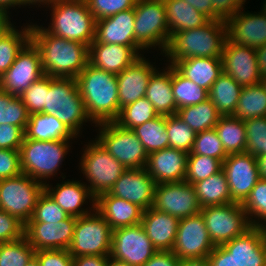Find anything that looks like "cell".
<instances>
[{
	"label": "cell",
	"mask_w": 266,
	"mask_h": 266,
	"mask_svg": "<svg viewBox=\"0 0 266 266\" xmlns=\"http://www.w3.org/2000/svg\"><path fill=\"white\" fill-rule=\"evenodd\" d=\"M223 73L240 86H252L261 82L256 49L225 41L221 55Z\"/></svg>",
	"instance_id": "obj_18"
},
{
	"label": "cell",
	"mask_w": 266,
	"mask_h": 266,
	"mask_svg": "<svg viewBox=\"0 0 266 266\" xmlns=\"http://www.w3.org/2000/svg\"><path fill=\"white\" fill-rule=\"evenodd\" d=\"M35 250L25 236L0 244V266H25Z\"/></svg>",
	"instance_id": "obj_46"
},
{
	"label": "cell",
	"mask_w": 266,
	"mask_h": 266,
	"mask_svg": "<svg viewBox=\"0 0 266 266\" xmlns=\"http://www.w3.org/2000/svg\"><path fill=\"white\" fill-rule=\"evenodd\" d=\"M214 248L201 213L180 219L172 252L181 262L206 261Z\"/></svg>",
	"instance_id": "obj_13"
},
{
	"label": "cell",
	"mask_w": 266,
	"mask_h": 266,
	"mask_svg": "<svg viewBox=\"0 0 266 266\" xmlns=\"http://www.w3.org/2000/svg\"><path fill=\"white\" fill-rule=\"evenodd\" d=\"M16 27L12 24L0 37V78L14 63L17 54L30 41L31 24L21 26V30Z\"/></svg>",
	"instance_id": "obj_37"
},
{
	"label": "cell",
	"mask_w": 266,
	"mask_h": 266,
	"mask_svg": "<svg viewBox=\"0 0 266 266\" xmlns=\"http://www.w3.org/2000/svg\"><path fill=\"white\" fill-rule=\"evenodd\" d=\"M80 181L73 179L62 181L54 187L49 182L45 184V191L69 216L81 217L96 209V197L88 188L87 183ZM88 199L92 207L83 209L82 206L86 202L88 205Z\"/></svg>",
	"instance_id": "obj_23"
},
{
	"label": "cell",
	"mask_w": 266,
	"mask_h": 266,
	"mask_svg": "<svg viewBox=\"0 0 266 266\" xmlns=\"http://www.w3.org/2000/svg\"><path fill=\"white\" fill-rule=\"evenodd\" d=\"M96 21L135 8L137 0H85Z\"/></svg>",
	"instance_id": "obj_52"
},
{
	"label": "cell",
	"mask_w": 266,
	"mask_h": 266,
	"mask_svg": "<svg viewBox=\"0 0 266 266\" xmlns=\"http://www.w3.org/2000/svg\"><path fill=\"white\" fill-rule=\"evenodd\" d=\"M222 246L238 266H266V228L252 226Z\"/></svg>",
	"instance_id": "obj_25"
},
{
	"label": "cell",
	"mask_w": 266,
	"mask_h": 266,
	"mask_svg": "<svg viewBox=\"0 0 266 266\" xmlns=\"http://www.w3.org/2000/svg\"><path fill=\"white\" fill-rule=\"evenodd\" d=\"M153 208L179 219L201 212L194 186L185 180L156 184Z\"/></svg>",
	"instance_id": "obj_16"
},
{
	"label": "cell",
	"mask_w": 266,
	"mask_h": 266,
	"mask_svg": "<svg viewBox=\"0 0 266 266\" xmlns=\"http://www.w3.org/2000/svg\"><path fill=\"white\" fill-rule=\"evenodd\" d=\"M139 57L130 46L108 43H91L89 46V63L115 75Z\"/></svg>",
	"instance_id": "obj_28"
},
{
	"label": "cell",
	"mask_w": 266,
	"mask_h": 266,
	"mask_svg": "<svg viewBox=\"0 0 266 266\" xmlns=\"http://www.w3.org/2000/svg\"><path fill=\"white\" fill-rule=\"evenodd\" d=\"M96 210L112 229L141 223L144 211L138 205L108 192L102 193L96 198Z\"/></svg>",
	"instance_id": "obj_29"
},
{
	"label": "cell",
	"mask_w": 266,
	"mask_h": 266,
	"mask_svg": "<svg viewBox=\"0 0 266 266\" xmlns=\"http://www.w3.org/2000/svg\"><path fill=\"white\" fill-rule=\"evenodd\" d=\"M180 266H208L205 261L182 262Z\"/></svg>",
	"instance_id": "obj_68"
},
{
	"label": "cell",
	"mask_w": 266,
	"mask_h": 266,
	"mask_svg": "<svg viewBox=\"0 0 266 266\" xmlns=\"http://www.w3.org/2000/svg\"><path fill=\"white\" fill-rule=\"evenodd\" d=\"M257 168L259 177L261 179H266V155H261L256 157Z\"/></svg>",
	"instance_id": "obj_65"
},
{
	"label": "cell",
	"mask_w": 266,
	"mask_h": 266,
	"mask_svg": "<svg viewBox=\"0 0 266 266\" xmlns=\"http://www.w3.org/2000/svg\"><path fill=\"white\" fill-rule=\"evenodd\" d=\"M180 219L150 207L143 211L141 224L159 251H172Z\"/></svg>",
	"instance_id": "obj_27"
},
{
	"label": "cell",
	"mask_w": 266,
	"mask_h": 266,
	"mask_svg": "<svg viewBox=\"0 0 266 266\" xmlns=\"http://www.w3.org/2000/svg\"><path fill=\"white\" fill-rule=\"evenodd\" d=\"M157 251L141 223L112 231L109 257L132 266H143Z\"/></svg>",
	"instance_id": "obj_14"
},
{
	"label": "cell",
	"mask_w": 266,
	"mask_h": 266,
	"mask_svg": "<svg viewBox=\"0 0 266 266\" xmlns=\"http://www.w3.org/2000/svg\"><path fill=\"white\" fill-rule=\"evenodd\" d=\"M214 128L227 155L246 152L247 135L244 120L232 115L221 116Z\"/></svg>",
	"instance_id": "obj_36"
},
{
	"label": "cell",
	"mask_w": 266,
	"mask_h": 266,
	"mask_svg": "<svg viewBox=\"0 0 266 266\" xmlns=\"http://www.w3.org/2000/svg\"><path fill=\"white\" fill-rule=\"evenodd\" d=\"M264 2L265 3H263L262 9L266 12V0Z\"/></svg>",
	"instance_id": "obj_71"
},
{
	"label": "cell",
	"mask_w": 266,
	"mask_h": 266,
	"mask_svg": "<svg viewBox=\"0 0 266 266\" xmlns=\"http://www.w3.org/2000/svg\"><path fill=\"white\" fill-rule=\"evenodd\" d=\"M24 229L25 224L16 216L0 209V244L22 238Z\"/></svg>",
	"instance_id": "obj_53"
},
{
	"label": "cell",
	"mask_w": 266,
	"mask_h": 266,
	"mask_svg": "<svg viewBox=\"0 0 266 266\" xmlns=\"http://www.w3.org/2000/svg\"><path fill=\"white\" fill-rule=\"evenodd\" d=\"M232 116L244 121L266 116V90L261 83L242 87Z\"/></svg>",
	"instance_id": "obj_39"
},
{
	"label": "cell",
	"mask_w": 266,
	"mask_h": 266,
	"mask_svg": "<svg viewBox=\"0 0 266 266\" xmlns=\"http://www.w3.org/2000/svg\"><path fill=\"white\" fill-rule=\"evenodd\" d=\"M134 25V8L97 20L95 39L92 43L130 46L139 56H142V49L135 42Z\"/></svg>",
	"instance_id": "obj_22"
},
{
	"label": "cell",
	"mask_w": 266,
	"mask_h": 266,
	"mask_svg": "<svg viewBox=\"0 0 266 266\" xmlns=\"http://www.w3.org/2000/svg\"><path fill=\"white\" fill-rule=\"evenodd\" d=\"M247 145L246 152L255 157L266 155V116L244 121Z\"/></svg>",
	"instance_id": "obj_49"
},
{
	"label": "cell",
	"mask_w": 266,
	"mask_h": 266,
	"mask_svg": "<svg viewBox=\"0 0 266 266\" xmlns=\"http://www.w3.org/2000/svg\"><path fill=\"white\" fill-rule=\"evenodd\" d=\"M214 10L225 19L227 16L235 14L244 7L246 0H211Z\"/></svg>",
	"instance_id": "obj_58"
},
{
	"label": "cell",
	"mask_w": 266,
	"mask_h": 266,
	"mask_svg": "<svg viewBox=\"0 0 266 266\" xmlns=\"http://www.w3.org/2000/svg\"><path fill=\"white\" fill-rule=\"evenodd\" d=\"M222 169V162L205 155L188 154L185 181L194 184L205 180Z\"/></svg>",
	"instance_id": "obj_47"
},
{
	"label": "cell",
	"mask_w": 266,
	"mask_h": 266,
	"mask_svg": "<svg viewBox=\"0 0 266 266\" xmlns=\"http://www.w3.org/2000/svg\"><path fill=\"white\" fill-rule=\"evenodd\" d=\"M243 9L224 19L227 40L254 49L266 45V12L261 9L259 13H250Z\"/></svg>",
	"instance_id": "obj_19"
},
{
	"label": "cell",
	"mask_w": 266,
	"mask_h": 266,
	"mask_svg": "<svg viewBox=\"0 0 266 266\" xmlns=\"http://www.w3.org/2000/svg\"><path fill=\"white\" fill-rule=\"evenodd\" d=\"M260 83L263 85L264 89L266 90V75H263L261 77V82Z\"/></svg>",
	"instance_id": "obj_70"
},
{
	"label": "cell",
	"mask_w": 266,
	"mask_h": 266,
	"mask_svg": "<svg viewBox=\"0 0 266 266\" xmlns=\"http://www.w3.org/2000/svg\"><path fill=\"white\" fill-rule=\"evenodd\" d=\"M23 7V0H0V11L4 12V13H10V9L12 7L16 8V7Z\"/></svg>",
	"instance_id": "obj_63"
},
{
	"label": "cell",
	"mask_w": 266,
	"mask_h": 266,
	"mask_svg": "<svg viewBox=\"0 0 266 266\" xmlns=\"http://www.w3.org/2000/svg\"><path fill=\"white\" fill-rule=\"evenodd\" d=\"M10 15L0 11V37L12 25Z\"/></svg>",
	"instance_id": "obj_64"
},
{
	"label": "cell",
	"mask_w": 266,
	"mask_h": 266,
	"mask_svg": "<svg viewBox=\"0 0 266 266\" xmlns=\"http://www.w3.org/2000/svg\"><path fill=\"white\" fill-rule=\"evenodd\" d=\"M83 150L79 161V170L90 183L87 186L97 198L100 194L111 190L126 168L96 139L89 141Z\"/></svg>",
	"instance_id": "obj_7"
},
{
	"label": "cell",
	"mask_w": 266,
	"mask_h": 266,
	"mask_svg": "<svg viewBox=\"0 0 266 266\" xmlns=\"http://www.w3.org/2000/svg\"><path fill=\"white\" fill-rule=\"evenodd\" d=\"M68 217L69 215L44 191L28 222H60Z\"/></svg>",
	"instance_id": "obj_51"
},
{
	"label": "cell",
	"mask_w": 266,
	"mask_h": 266,
	"mask_svg": "<svg viewBox=\"0 0 266 266\" xmlns=\"http://www.w3.org/2000/svg\"><path fill=\"white\" fill-rule=\"evenodd\" d=\"M132 130L148 154L169 148V136L166 131L165 115H158L156 118L138 125Z\"/></svg>",
	"instance_id": "obj_40"
},
{
	"label": "cell",
	"mask_w": 266,
	"mask_h": 266,
	"mask_svg": "<svg viewBox=\"0 0 266 266\" xmlns=\"http://www.w3.org/2000/svg\"><path fill=\"white\" fill-rule=\"evenodd\" d=\"M30 41L39 50L44 75L74 78L89 63V46L48 33L43 25L31 24Z\"/></svg>",
	"instance_id": "obj_1"
},
{
	"label": "cell",
	"mask_w": 266,
	"mask_h": 266,
	"mask_svg": "<svg viewBox=\"0 0 266 266\" xmlns=\"http://www.w3.org/2000/svg\"><path fill=\"white\" fill-rule=\"evenodd\" d=\"M34 256L39 266H73V257L68 250H39L35 251Z\"/></svg>",
	"instance_id": "obj_55"
},
{
	"label": "cell",
	"mask_w": 266,
	"mask_h": 266,
	"mask_svg": "<svg viewBox=\"0 0 266 266\" xmlns=\"http://www.w3.org/2000/svg\"><path fill=\"white\" fill-rule=\"evenodd\" d=\"M232 202L242 204L260 179L256 157L251 153L229 154L222 163Z\"/></svg>",
	"instance_id": "obj_17"
},
{
	"label": "cell",
	"mask_w": 266,
	"mask_h": 266,
	"mask_svg": "<svg viewBox=\"0 0 266 266\" xmlns=\"http://www.w3.org/2000/svg\"><path fill=\"white\" fill-rule=\"evenodd\" d=\"M166 131L169 136V148L190 153L196 132L191 129L177 114L166 116Z\"/></svg>",
	"instance_id": "obj_45"
},
{
	"label": "cell",
	"mask_w": 266,
	"mask_h": 266,
	"mask_svg": "<svg viewBox=\"0 0 266 266\" xmlns=\"http://www.w3.org/2000/svg\"><path fill=\"white\" fill-rule=\"evenodd\" d=\"M107 266H132V265H129L124 261H120V260L114 259L112 257H109Z\"/></svg>",
	"instance_id": "obj_67"
},
{
	"label": "cell",
	"mask_w": 266,
	"mask_h": 266,
	"mask_svg": "<svg viewBox=\"0 0 266 266\" xmlns=\"http://www.w3.org/2000/svg\"><path fill=\"white\" fill-rule=\"evenodd\" d=\"M226 39L225 20H209L201 27L173 33L163 54L169 65L192 57L221 58Z\"/></svg>",
	"instance_id": "obj_3"
},
{
	"label": "cell",
	"mask_w": 266,
	"mask_h": 266,
	"mask_svg": "<svg viewBox=\"0 0 266 266\" xmlns=\"http://www.w3.org/2000/svg\"><path fill=\"white\" fill-rule=\"evenodd\" d=\"M144 55L136 59L130 66L121 71L117 77L118 99L120 109L145 97L147 85L156 68Z\"/></svg>",
	"instance_id": "obj_24"
},
{
	"label": "cell",
	"mask_w": 266,
	"mask_h": 266,
	"mask_svg": "<svg viewBox=\"0 0 266 266\" xmlns=\"http://www.w3.org/2000/svg\"><path fill=\"white\" fill-rule=\"evenodd\" d=\"M205 262L208 266H238L232 254L222 245L215 246Z\"/></svg>",
	"instance_id": "obj_57"
},
{
	"label": "cell",
	"mask_w": 266,
	"mask_h": 266,
	"mask_svg": "<svg viewBox=\"0 0 266 266\" xmlns=\"http://www.w3.org/2000/svg\"><path fill=\"white\" fill-rule=\"evenodd\" d=\"M135 12V42L143 50L159 48L162 56L170 39L163 0H137Z\"/></svg>",
	"instance_id": "obj_8"
},
{
	"label": "cell",
	"mask_w": 266,
	"mask_h": 266,
	"mask_svg": "<svg viewBox=\"0 0 266 266\" xmlns=\"http://www.w3.org/2000/svg\"><path fill=\"white\" fill-rule=\"evenodd\" d=\"M70 142V140L37 141L24 136L20 147L22 173L46 184L48 178L51 180V176L53 178L58 175L61 163L70 152Z\"/></svg>",
	"instance_id": "obj_6"
},
{
	"label": "cell",
	"mask_w": 266,
	"mask_h": 266,
	"mask_svg": "<svg viewBox=\"0 0 266 266\" xmlns=\"http://www.w3.org/2000/svg\"><path fill=\"white\" fill-rule=\"evenodd\" d=\"M170 36L205 25L210 19L184 0H163Z\"/></svg>",
	"instance_id": "obj_33"
},
{
	"label": "cell",
	"mask_w": 266,
	"mask_h": 266,
	"mask_svg": "<svg viewBox=\"0 0 266 266\" xmlns=\"http://www.w3.org/2000/svg\"><path fill=\"white\" fill-rule=\"evenodd\" d=\"M25 266H39L37 258L32 257Z\"/></svg>",
	"instance_id": "obj_69"
},
{
	"label": "cell",
	"mask_w": 266,
	"mask_h": 266,
	"mask_svg": "<svg viewBox=\"0 0 266 266\" xmlns=\"http://www.w3.org/2000/svg\"><path fill=\"white\" fill-rule=\"evenodd\" d=\"M29 120V113L19 96L0 89V125L13 124L24 132Z\"/></svg>",
	"instance_id": "obj_43"
},
{
	"label": "cell",
	"mask_w": 266,
	"mask_h": 266,
	"mask_svg": "<svg viewBox=\"0 0 266 266\" xmlns=\"http://www.w3.org/2000/svg\"><path fill=\"white\" fill-rule=\"evenodd\" d=\"M176 114L196 133L213 129L222 116L212 101H206L177 110Z\"/></svg>",
	"instance_id": "obj_38"
},
{
	"label": "cell",
	"mask_w": 266,
	"mask_h": 266,
	"mask_svg": "<svg viewBox=\"0 0 266 266\" xmlns=\"http://www.w3.org/2000/svg\"><path fill=\"white\" fill-rule=\"evenodd\" d=\"M94 127L99 129L95 139L126 169L146 167L148 153L132 129L123 128L115 122Z\"/></svg>",
	"instance_id": "obj_10"
},
{
	"label": "cell",
	"mask_w": 266,
	"mask_h": 266,
	"mask_svg": "<svg viewBox=\"0 0 266 266\" xmlns=\"http://www.w3.org/2000/svg\"><path fill=\"white\" fill-rule=\"evenodd\" d=\"M256 55L261 75H266V45L257 48Z\"/></svg>",
	"instance_id": "obj_62"
},
{
	"label": "cell",
	"mask_w": 266,
	"mask_h": 266,
	"mask_svg": "<svg viewBox=\"0 0 266 266\" xmlns=\"http://www.w3.org/2000/svg\"><path fill=\"white\" fill-rule=\"evenodd\" d=\"M158 115L152 103L147 98L142 97L120 109L114 122L123 128L133 129L156 118Z\"/></svg>",
	"instance_id": "obj_42"
},
{
	"label": "cell",
	"mask_w": 266,
	"mask_h": 266,
	"mask_svg": "<svg viewBox=\"0 0 266 266\" xmlns=\"http://www.w3.org/2000/svg\"><path fill=\"white\" fill-rule=\"evenodd\" d=\"M112 231L96 209L93 213L77 217L69 254L72 257L110 255Z\"/></svg>",
	"instance_id": "obj_11"
},
{
	"label": "cell",
	"mask_w": 266,
	"mask_h": 266,
	"mask_svg": "<svg viewBox=\"0 0 266 266\" xmlns=\"http://www.w3.org/2000/svg\"><path fill=\"white\" fill-rule=\"evenodd\" d=\"M193 186L201 208L232 203L227 178L222 169Z\"/></svg>",
	"instance_id": "obj_34"
},
{
	"label": "cell",
	"mask_w": 266,
	"mask_h": 266,
	"mask_svg": "<svg viewBox=\"0 0 266 266\" xmlns=\"http://www.w3.org/2000/svg\"><path fill=\"white\" fill-rule=\"evenodd\" d=\"M50 7L48 33L90 46L95 39L96 19L85 0H59Z\"/></svg>",
	"instance_id": "obj_5"
},
{
	"label": "cell",
	"mask_w": 266,
	"mask_h": 266,
	"mask_svg": "<svg viewBox=\"0 0 266 266\" xmlns=\"http://www.w3.org/2000/svg\"><path fill=\"white\" fill-rule=\"evenodd\" d=\"M200 213L214 246L223 245L243 235L252 227L247 213L240 203L208 206L201 208Z\"/></svg>",
	"instance_id": "obj_12"
},
{
	"label": "cell",
	"mask_w": 266,
	"mask_h": 266,
	"mask_svg": "<svg viewBox=\"0 0 266 266\" xmlns=\"http://www.w3.org/2000/svg\"><path fill=\"white\" fill-rule=\"evenodd\" d=\"M182 262L172 251H157L143 266H180Z\"/></svg>",
	"instance_id": "obj_59"
},
{
	"label": "cell",
	"mask_w": 266,
	"mask_h": 266,
	"mask_svg": "<svg viewBox=\"0 0 266 266\" xmlns=\"http://www.w3.org/2000/svg\"><path fill=\"white\" fill-rule=\"evenodd\" d=\"M46 92H48V75L42 76L36 82L26 89L20 98L27 108L29 115L35 113H44L46 105Z\"/></svg>",
	"instance_id": "obj_50"
},
{
	"label": "cell",
	"mask_w": 266,
	"mask_h": 266,
	"mask_svg": "<svg viewBox=\"0 0 266 266\" xmlns=\"http://www.w3.org/2000/svg\"><path fill=\"white\" fill-rule=\"evenodd\" d=\"M173 66L186 78L208 92L213 83L223 73L221 58L192 57L178 60Z\"/></svg>",
	"instance_id": "obj_31"
},
{
	"label": "cell",
	"mask_w": 266,
	"mask_h": 266,
	"mask_svg": "<svg viewBox=\"0 0 266 266\" xmlns=\"http://www.w3.org/2000/svg\"><path fill=\"white\" fill-rule=\"evenodd\" d=\"M27 139L37 141L74 140L78 138L69 128L52 114L35 113L29 115L25 130Z\"/></svg>",
	"instance_id": "obj_32"
},
{
	"label": "cell",
	"mask_w": 266,
	"mask_h": 266,
	"mask_svg": "<svg viewBox=\"0 0 266 266\" xmlns=\"http://www.w3.org/2000/svg\"><path fill=\"white\" fill-rule=\"evenodd\" d=\"M25 132L13 124L0 125V149L20 150Z\"/></svg>",
	"instance_id": "obj_56"
},
{
	"label": "cell",
	"mask_w": 266,
	"mask_h": 266,
	"mask_svg": "<svg viewBox=\"0 0 266 266\" xmlns=\"http://www.w3.org/2000/svg\"><path fill=\"white\" fill-rule=\"evenodd\" d=\"M21 173L20 150L0 149V180L16 177Z\"/></svg>",
	"instance_id": "obj_54"
},
{
	"label": "cell",
	"mask_w": 266,
	"mask_h": 266,
	"mask_svg": "<svg viewBox=\"0 0 266 266\" xmlns=\"http://www.w3.org/2000/svg\"><path fill=\"white\" fill-rule=\"evenodd\" d=\"M45 184L21 173L0 180V209L26 224L32 217Z\"/></svg>",
	"instance_id": "obj_9"
},
{
	"label": "cell",
	"mask_w": 266,
	"mask_h": 266,
	"mask_svg": "<svg viewBox=\"0 0 266 266\" xmlns=\"http://www.w3.org/2000/svg\"><path fill=\"white\" fill-rule=\"evenodd\" d=\"M77 217L69 216L60 222H27L24 236L34 248L39 250H68L74 234Z\"/></svg>",
	"instance_id": "obj_20"
},
{
	"label": "cell",
	"mask_w": 266,
	"mask_h": 266,
	"mask_svg": "<svg viewBox=\"0 0 266 266\" xmlns=\"http://www.w3.org/2000/svg\"><path fill=\"white\" fill-rule=\"evenodd\" d=\"M188 153L166 148L148 154L145 169L156 184L184 181L187 172Z\"/></svg>",
	"instance_id": "obj_26"
},
{
	"label": "cell",
	"mask_w": 266,
	"mask_h": 266,
	"mask_svg": "<svg viewBox=\"0 0 266 266\" xmlns=\"http://www.w3.org/2000/svg\"><path fill=\"white\" fill-rule=\"evenodd\" d=\"M242 90L229 75L222 73L209 90V99L222 116L233 115Z\"/></svg>",
	"instance_id": "obj_35"
},
{
	"label": "cell",
	"mask_w": 266,
	"mask_h": 266,
	"mask_svg": "<svg viewBox=\"0 0 266 266\" xmlns=\"http://www.w3.org/2000/svg\"><path fill=\"white\" fill-rule=\"evenodd\" d=\"M76 80L92 122L95 125L114 122L119 115L116 75L88 63Z\"/></svg>",
	"instance_id": "obj_2"
},
{
	"label": "cell",
	"mask_w": 266,
	"mask_h": 266,
	"mask_svg": "<svg viewBox=\"0 0 266 266\" xmlns=\"http://www.w3.org/2000/svg\"><path fill=\"white\" fill-rule=\"evenodd\" d=\"M44 76L39 50L29 41L17 54L14 63L0 78V89L20 96L32 83Z\"/></svg>",
	"instance_id": "obj_15"
},
{
	"label": "cell",
	"mask_w": 266,
	"mask_h": 266,
	"mask_svg": "<svg viewBox=\"0 0 266 266\" xmlns=\"http://www.w3.org/2000/svg\"><path fill=\"white\" fill-rule=\"evenodd\" d=\"M45 114H52L76 136L82 135L84 122L92 120L87 114L80 95L77 80L74 78H53L48 76Z\"/></svg>",
	"instance_id": "obj_4"
},
{
	"label": "cell",
	"mask_w": 266,
	"mask_h": 266,
	"mask_svg": "<svg viewBox=\"0 0 266 266\" xmlns=\"http://www.w3.org/2000/svg\"><path fill=\"white\" fill-rule=\"evenodd\" d=\"M251 226L266 228V179H259L241 204Z\"/></svg>",
	"instance_id": "obj_44"
},
{
	"label": "cell",
	"mask_w": 266,
	"mask_h": 266,
	"mask_svg": "<svg viewBox=\"0 0 266 266\" xmlns=\"http://www.w3.org/2000/svg\"><path fill=\"white\" fill-rule=\"evenodd\" d=\"M59 0H23V7L25 6H31V5H38V7H40L41 5L43 7L54 4L55 2H58ZM29 4V5H28ZM41 4V5H40Z\"/></svg>",
	"instance_id": "obj_66"
},
{
	"label": "cell",
	"mask_w": 266,
	"mask_h": 266,
	"mask_svg": "<svg viewBox=\"0 0 266 266\" xmlns=\"http://www.w3.org/2000/svg\"><path fill=\"white\" fill-rule=\"evenodd\" d=\"M189 154L205 155L216 158L222 163L228 156L215 128L198 132Z\"/></svg>",
	"instance_id": "obj_48"
},
{
	"label": "cell",
	"mask_w": 266,
	"mask_h": 266,
	"mask_svg": "<svg viewBox=\"0 0 266 266\" xmlns=\"http://www.w3.org/2000/svg\"><path fill=\"white\" fill-rule=\"evenodd\" d=\"M156 182L145 168L126 169L109 194L147 210L153 207Z\"/></svg>",
	"instance_id": "obj_21"
},
{
	"label": "cell",
	"mask_w": 266,
	"mask_h": 266,
	"mask_svg": "<svg viewBox=\"0 0 266 266\" xmlns=\"http://www.w3.org/2000/svg\"><path fill=\"white\" fill-rule=\"evenodd\" d=\"M109 255H87L73 257V266H107Z\"/></svg>",
	"instance_id": "obj_61"
},
{
	"label": "cell",
	"mask_w": 266,
	"mask_h": 266,
	"mask_svg": "<svg viewBox=\"0 0 266 266\" xmlns=\"http://www.w3.org/2000/svg\"><path fill=\"white\" fill-rule=\"evenodd\" d=\"M172 91L175 98L177 110L187 106H193L204 102L209 98V92L184 77L172 65Z\"/></svg>",
	"instance_id": "obj_41"
},
{
	"label": "cell",
	"mask_w": 266,
	"mask_h": 266,
	"mask_svg": "<svg viewBox=\"0 0 266 266\" xmlns=\"http://www.w3.org/2000/svg\"><path fill=\"white\" fill-rule=\"evenodd\" d=\"M197 11L202 12L210 20L223 19L215 10L211 0H184Z\"/></svg>",
	"instance_id": "obj_60"
},
{
	"label": "cell",
	"mask_w": 266,
	"mask_h": 266,
	"mask_svg": "<svg viewBox=\"0 0 266 266\" xmlns=\"http://www.w3.org/2000/svg\"><path fill=\"white\" fill-rule=\"evenodd\" d=\"M166 66V69H157L151 75L145 98L152 103L159 115L169 116L176 114L177 106L172 91V65L166 63Z\"/></svg>",
	"instance_id": "obj_30"
}]
</instances>
